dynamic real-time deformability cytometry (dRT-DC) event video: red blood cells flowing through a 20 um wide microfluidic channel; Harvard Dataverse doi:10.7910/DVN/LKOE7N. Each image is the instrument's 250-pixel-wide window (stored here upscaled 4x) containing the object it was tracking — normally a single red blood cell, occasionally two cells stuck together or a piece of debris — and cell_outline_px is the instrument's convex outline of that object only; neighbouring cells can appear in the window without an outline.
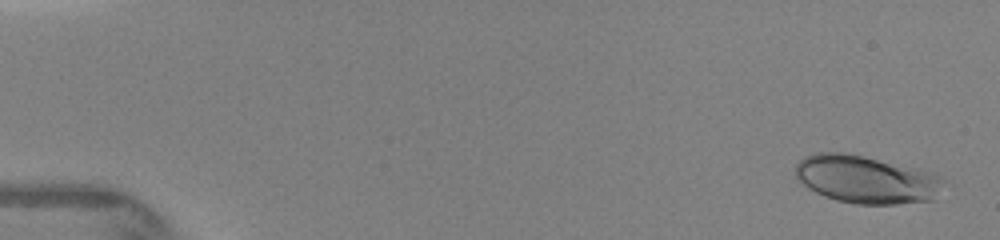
{"species": "human", "species_latin": "Homo sapiens", "temperature_condition": "warm", "stored_images_in_passage": 10, "camera_frame_rate_fps": 3000, "um_per_image_px": 0.085, "donor": {"sex": "female"}, "frame": {"image": 1, "passage_image": 1, "time_ms": 0.0, "image_size_px": [1000, 240], "cell_outline_px": [[944, 180], [932, 200], [896, 204], [856, 204], [836, 200], [824, 196], [808, 188], [796, 176], [796, 164], [800, 160], [816, 152], [840, 152], [864, 156], [932, 172], [940, 176]], "centroid_in_image_um": [73.6, 15.25], "position_along_channel_um": 11.4, "area_um2": 40.75}}
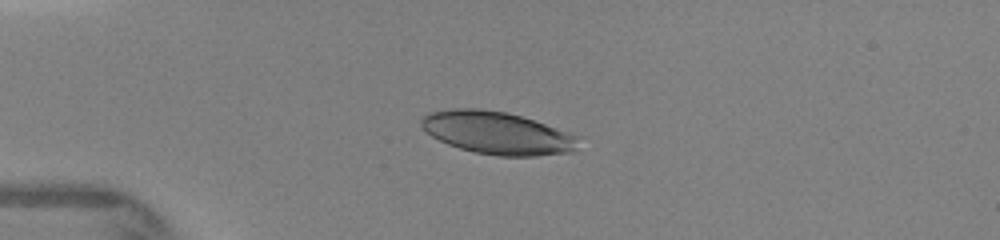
{"frame": {"image": 2, "passage_image": 6, "time_ms": 3.333, "image_size_px": [1000, 240], "cell_outline_px": [[580, 136], [576, 148], [572, 152], [536, 156], [500, 156], [476, 152], [460, 148], [448, 144], [432, 136], [420, 124], [420, 120], [428, 112], [456, 108], [476, 108], [504, 112], [520, 116]], "centroid_in_image_um": [42.27, 11.3], "position_along_channel_um": 42.7, "area_um2": 38.61}}